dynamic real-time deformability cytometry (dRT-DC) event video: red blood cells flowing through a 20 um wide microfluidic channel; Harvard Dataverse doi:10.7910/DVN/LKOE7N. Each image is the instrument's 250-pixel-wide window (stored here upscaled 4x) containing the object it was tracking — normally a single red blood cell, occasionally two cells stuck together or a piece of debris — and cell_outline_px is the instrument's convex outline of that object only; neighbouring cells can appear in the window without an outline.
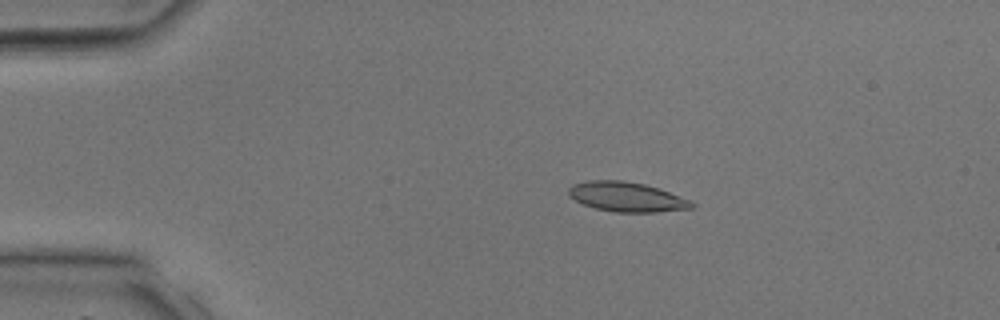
{"species": "common noctule bat (a hibernating species)", "species_latin": "Nyctalus noctula", "temperature_condition": "room temperature", "stored_images_in_passage": 39, "camera_frame_rate_fps": 3000, "um_per_image_px": 0.085, "animal": {"sex": "male", "body_mass_g": 17.9, "forearm_length_mm": 54.2}, "frame": {"image": 1, "passage_image": 8, "time_ms": 2.333, "image_size_px": [1000, 320], "cell_outline_px": [[696, 204], [692, 208], [656, 212], [616, 212], [596, 208], [584, 204], [568, 196], [568, 188], [572, 184], [588, 180], [624, 180], [644, 184], [660, 188], [692, 200]], "centroid_in_image_um": [53.29, 16.72], "position_along_channel_um": 31.7, "area_um2": 21.44}}
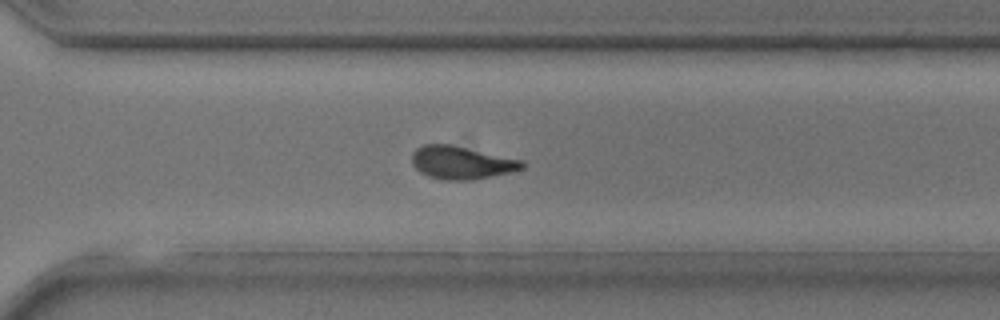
{"frame": {"image": 2, "passage_image": 28, "time_ms": 9.0, "image_size_px": [1000, 320], "cell_outline_px": [[524, 168], [512, 172], [468, 180], [444, 180], [428, 176], [420, 172], [412, 164], [412, 152], [416, 148], [424, 144], [452, 144], [524, 160]], "centroid_in_image_um": [39.22, 13.81], "position_along_channel_um": 331.4, "area_um2": 21.27}}
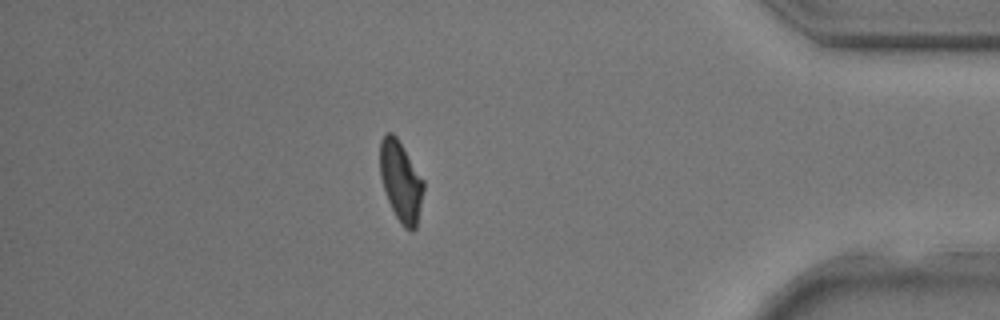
{"frame": {"image": 3, "passage_image": 34, "time_ms": 11.0, "image_size_px": [1000, 320], "cell_outline_px": [[424, 188], [416, 228], [412, 232], [404, 228], [400, 224], [388, 200], [380, 176], [380, 140], [384, 132], [392, 132], [396, 136], [424, 180]], "centroid_in_image_um": [34.07, 15.4], "position_along_channel_um": 401.1, "area_um2": 20.35}}